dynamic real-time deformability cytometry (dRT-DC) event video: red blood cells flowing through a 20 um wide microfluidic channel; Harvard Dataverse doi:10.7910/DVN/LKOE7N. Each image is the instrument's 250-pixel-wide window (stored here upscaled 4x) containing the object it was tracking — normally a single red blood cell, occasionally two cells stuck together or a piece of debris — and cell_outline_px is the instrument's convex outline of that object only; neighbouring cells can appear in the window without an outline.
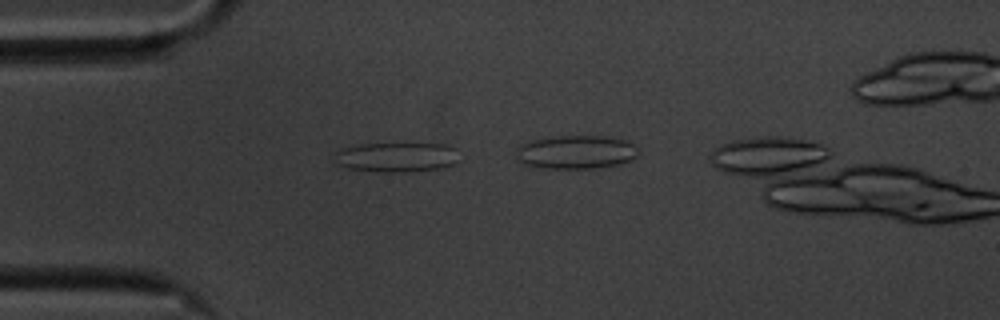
{"species": "common noctule bat (a hibernating species)", "species_latin": "Nyctalus noctula", "temperature_condition": "cold", "stored_images_in_passage": 15, "camera_frame_rate_fps": 3000, "um_per_image_px": 0.085, "animal": {"sex": "male", "body_mass_g": 20.1, "forearm_length_mm": 53.5}, "frame": {"image": 1, "passage_image": 7, "time_ms": 2.0, "image_size_px": [1000, 320], "cell_outline_px": [[456, 160], [452, 164], [440, 168], [400, 172], [384, 172], [348, 168], [336, 164], [336, 152], [340, 148], [360, 144], [444, 144], [456, 148]], "centroid_in_image_um": [33.66, 13.35], "position_along_channel_um": 51.3, "area_um2": 21.21}}
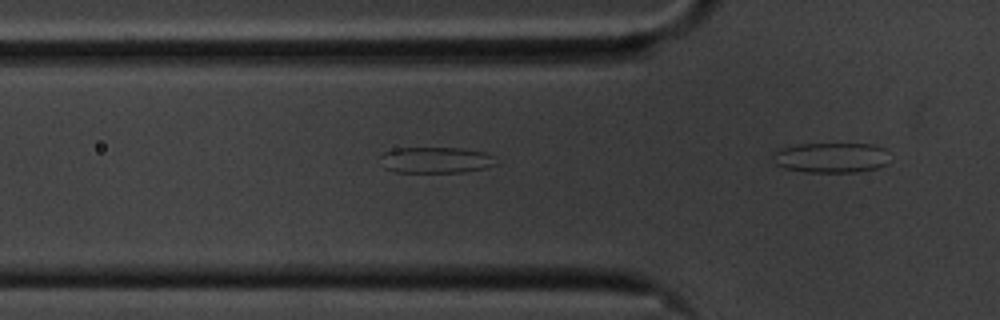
{"frame": {"image": 2, "passage_image": 11, "time_ms": 3.333, "image_size_px": [1000, 320], "cell_outline_px": [[500, 164], [484, 168], [464, 172], [396, 172], [384, 168], [380, 156], [384, 152], [392, 148], [464, 148], [484, 152], [496, 156]], "centroid_in_image_um": [37.1, 13.6], "position_along_channel_um": 88.7, "area_um2": 17.92}}